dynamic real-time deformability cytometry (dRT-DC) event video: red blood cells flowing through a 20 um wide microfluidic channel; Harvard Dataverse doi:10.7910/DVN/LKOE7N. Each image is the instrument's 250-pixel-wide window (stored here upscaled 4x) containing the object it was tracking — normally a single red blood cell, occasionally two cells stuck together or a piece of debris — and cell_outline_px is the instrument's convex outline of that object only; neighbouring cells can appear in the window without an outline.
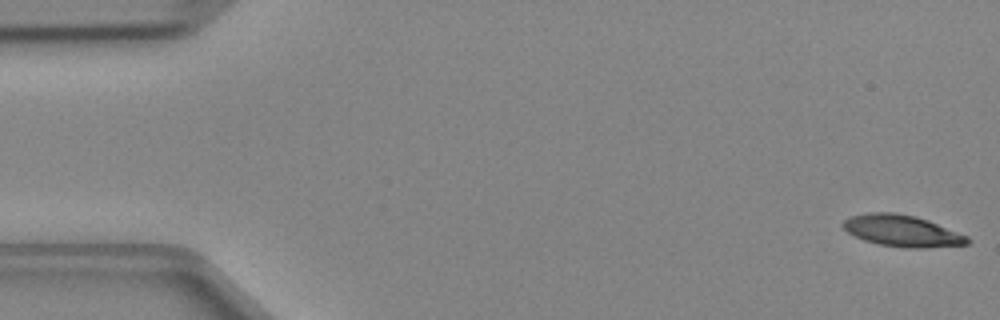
{"species": "Egyptian fruit bat (a non-hibernating species)", "species_latin": "Rousettus aegyptiacus", "temperature_condition": "cold", "stored_images_in_passage": 47, "camera_frame_rate_fps": 3000, "um_per_image_px": 0.085, "animal": {"sex": "female"}, "frame": {"image": 1, "passage_image": 1, "time_ms": 0.0, "image_size_px": [1000, 320], "cell_outline_px": [[972, 240], [968, 244], [928, 248], [904, 248], [880, 244], [864, 240], [848, 232], [840, 224], [844, 220], [852, 216], [872, 212], [896, 212], [916, 216], [928, 220], [968, 236]], "centroid_in_image_um": [76.71, 19.62], "position_along_channel_um": 8.3, "area_um2": 22.89}}
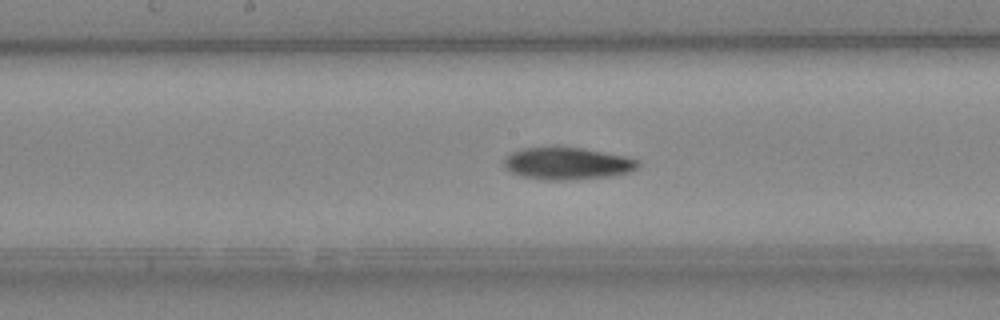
{"frame": {"image": 2, "passage_image": 24, "time_ms": 7.667, "image_size_px": [1000, 320], "cell_outline_px": [[640, 164], [636, 168], [628, 172], [612, 176], [572, 180], [548, 180], [524, 176], [512, 172], [504, 168], [504, 160], [512, 152], [524, 148], [584, 148], [628, 156], [640, 160]], "centroid_in_image_um": [48.28, 13.9], "position_along_channel_um": 199.9, "area_um2": 24.97}}
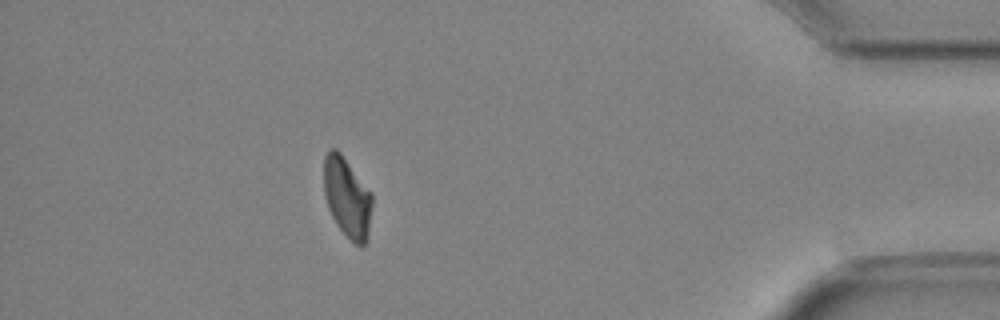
{"frame": {"image": 3, "passage_image": 42, "time_ms": 13.667, "image_size_px": [1000, 320], "cell_outline_px": [[372, 204], [368, 232], [364, 244], [356, 244], [336, 224], [328, 208], [324, 192], [324, 156], [332, 148], [336, 148], [340, 152], [372, 192]], "centroid_in_image_um": [29.5, 16.73], "position_along_channel_um": 405.7, "area_um2": 22.2}}